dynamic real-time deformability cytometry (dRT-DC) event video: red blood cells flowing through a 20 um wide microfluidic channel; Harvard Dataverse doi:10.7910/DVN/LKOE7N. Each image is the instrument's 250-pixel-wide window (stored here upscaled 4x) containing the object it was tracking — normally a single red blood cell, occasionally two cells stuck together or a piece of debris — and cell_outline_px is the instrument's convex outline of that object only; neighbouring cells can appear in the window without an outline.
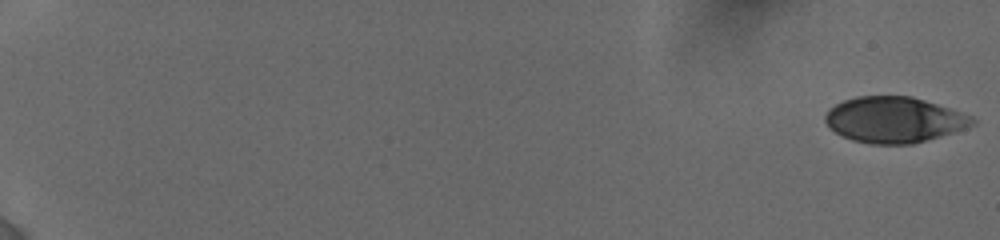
{"species": "human", "species_latin": "Homo sapiens", "temperature_condition": "cold", "stored_images_in_passage": 37, "camera_frame_rate_fps": 3000, "um_per_image_px": 0.085, "donor": {"sex": "female"}, "frame": {"image": 1, "passage_image": 1, "time_ms": 0.0, "image_size_px": [1000, 240], "cell_outline_px": [[976, 124], [940, 136], [912, 144], [872, 144], [852, 140], [836, 132], [824, 120], [824, 116], [828, 108], [844, 100], [856, 96], [912, 96], [972, 116], [976, 120]], "centroid_in_image_um": [75.98, 10.17], "position_along_channel_um": 9.0, "area_um2": 38.96}}
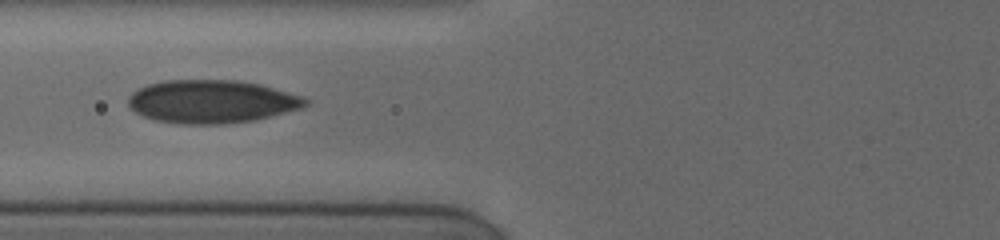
{"frame": {"image": 2, "passage_image": 16, "time_ms": 8.333, "image_size_px": [1000, 240], "cell_outline_px": [[308, 104], [304, 108], [256, 120], [224, 124], [180, 124], [152, 120], [140, 116], [128, 104], [128, 96], [136, 88], [148, 84], [164, 80], [236, 80], [260, 84], [300, 96], [308, 100]], "centroid_in_image_um": [17.96, 8.64], "position_along_channel_um": 107.8, "area_um2": 44.91}}
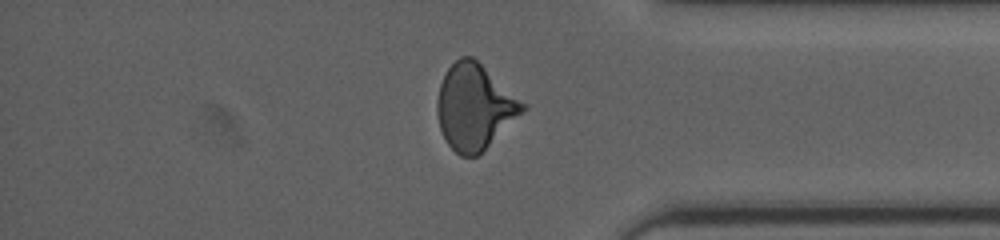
{"frame": {"image": 3, "passage_image": 32, "time_ms": 16.0, "image_size_px": [1000, 240], "cell_outline_px": [[528, 108], [524, 112], [476, 156], [460, 156], [448, 144], [440, 128], [436, 112], [436, 104], [440, 84], [448, 68], [460, 56], [472, 56], [528, 104]], "centroid_in_image_um": [40.35, 9.06], "position_along_channel_um": 394.8, "area_um2": 42.31}, "authors_computed_cell_mechanics": {"area_um2": 41.4426, "velocity_mm_per_s": 3.8618, "shape_relaxation_time_tau1_ms": null, "shape_relaxation_time_tau2_ms": 2.0676, "deformation_change_tau1": null, "deformation_change_tau2": 0.0633}}